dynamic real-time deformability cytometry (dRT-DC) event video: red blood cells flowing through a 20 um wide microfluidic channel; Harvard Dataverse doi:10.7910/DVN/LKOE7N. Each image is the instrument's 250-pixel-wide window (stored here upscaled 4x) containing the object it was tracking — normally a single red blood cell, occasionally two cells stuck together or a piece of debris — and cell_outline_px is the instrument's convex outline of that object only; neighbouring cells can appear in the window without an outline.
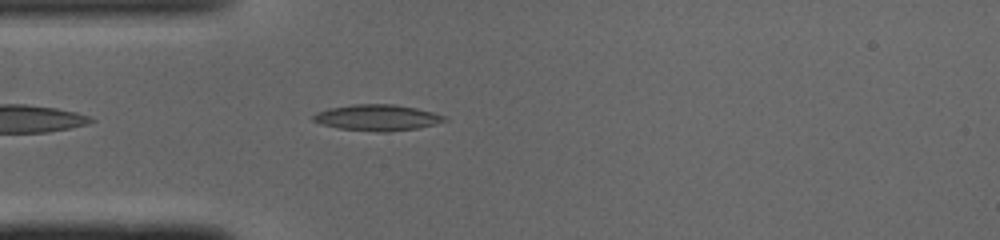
{"species": "common noctule bat (a hibernating species)", "species_latin": "Nyctalus noctula", "temperature_condition": "cold", "stored_images_in_passage": 19, "camera_frame_rate_fps": 3000, "um_per_image_px": 0.085, "animal": {"sex": "male", "body_mass_g": 19.0, "forearm_length_mm": 50.8}, "frame": {"image": 1, "passage_image": 3, "time_ms": 0.667, "image_size_px": [1000, 240], "cell_outline_px": [[448, 120], [420, 128], [384, 132], [376, 132], [340, 128], [320, 124], [312, 120], [312, 116], [316, 112], [328, 108], [352, 104], [396, 104], [416, 108], [448, 116]], "centroid_in_image_um": [32.07, 9.99], "position_along_channel_um": 52.9, "area_um2": 20.11}}
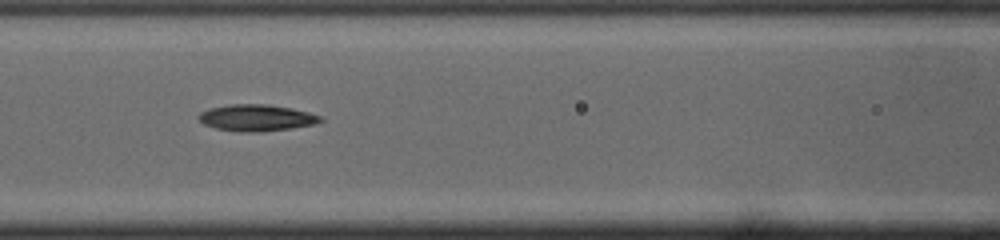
{"frame": {"image": 2, "passage_image": 10, "time_ms": 3.0, "image_size_px": [1000, 240], "cell_outline_px": [[324, 120], [316, 124], [260, 132], [252, 132], [216, 128], [204, 124], [196, 116], [200, 112], [212, 108], [228, 104], [268, 104], [292, 108], [308, 112], [320, 116]], "centroid_in_image_um": [21.81, 10.0], "position_along_channel_um": 144.8, "area_um2": 18.61}}
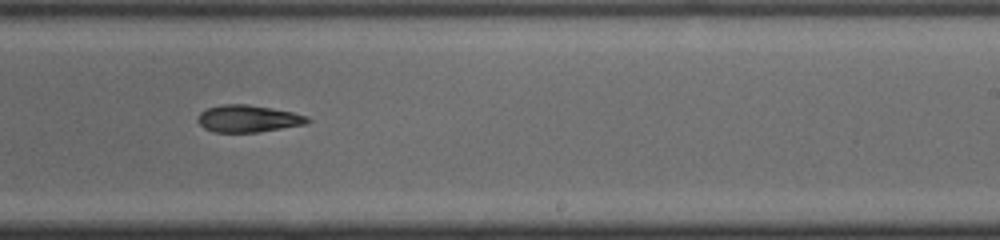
{"frame": {"image": 3, "passage_image": 19, "time_ms": 6.0, "image_size_px": [1000, 240], "cell_outline_px": [[312, 120], [304, 124], [256, 132], [212, 132], [204, 128], [196, 120], [200, 112], [208, 108], [224, 104], [248, 104], [272, 108], [292, 112], [308, 116]], "centroid_in_image_um": [21.06, 10.08], "position_along_channel_um": 267.9, "area_um2": 17.22}}